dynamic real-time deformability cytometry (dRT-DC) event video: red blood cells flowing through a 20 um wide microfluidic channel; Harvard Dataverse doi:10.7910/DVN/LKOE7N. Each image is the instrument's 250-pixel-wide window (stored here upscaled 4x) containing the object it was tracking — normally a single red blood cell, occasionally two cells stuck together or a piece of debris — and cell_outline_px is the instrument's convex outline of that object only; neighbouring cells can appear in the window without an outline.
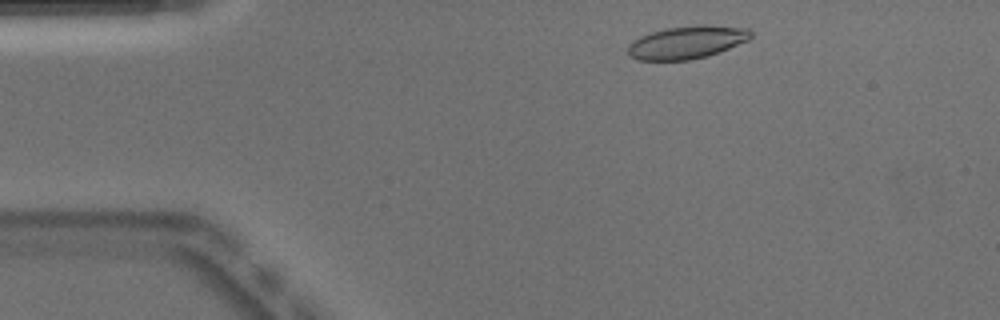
{"species": "Egyptian fruit bat (a non-hibernating species)", "species_latin": "Rousettus aegyptiacus", "temperature_condition": "warm", "stored_images_in_passage": 8, "camera_frame_rate_fps": 3000, "um_per_image_px": 0.085, "animal": {"sex": "male"}, "frame": {"image": 1, "passage_image": 2, "time_ms": 0.333, "image_size_px": [1000, 320], "cell_outline_px": [[752, 36], [748, 40], [720, 52], [708, 56], [692, 60], [636, 60], [628, 56], [628, 44], [632, 40], [640, 36], [664, 28], [696, 24], [704, 24], [748, 28], [752, 32]], "centroid_in_image_um": [58.37, 3.59], "position_along_channel_um": 26.6, "area_um2": 23.93}}